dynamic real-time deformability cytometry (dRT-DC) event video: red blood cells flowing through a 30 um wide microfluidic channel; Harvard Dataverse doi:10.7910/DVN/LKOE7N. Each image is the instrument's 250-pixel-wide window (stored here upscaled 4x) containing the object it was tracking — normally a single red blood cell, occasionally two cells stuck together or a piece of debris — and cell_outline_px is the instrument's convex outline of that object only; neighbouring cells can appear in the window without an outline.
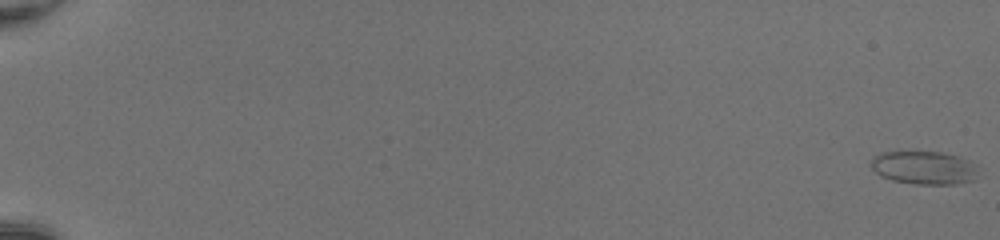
{"species": "common noctule bat (a hibernating species)", "species_latin": "Nyctalus noctula", "temperature_condition": "room temperature", "stored_images_in_passage": 23, "camera_frame_rate_fps": 3000, "um_per_image_px": 0.085, "animal": {"sex": "female", "body_mass_g": 20.0, "forearm_length_mm": 54.0}, "frame": {"image": 1, "passage_image": 1, "time_ms": 0.0, "image_size_px": [1000, 240], "cell_outline_px": [[976, 180], [956, 184], [916, 184], [892, 180], [880, 176], [872, 168], [872, 156], [880, 152], [944, 152], [960, 156], [976, 164]], "centroid_in_image_um": [78.56, 14.25], "position_along_channel_um": 6.4, "area_um2": 20.92}}
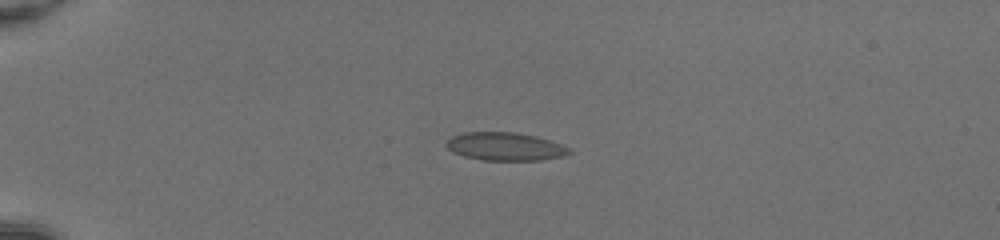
{"frame": {"image": 2, "passage_image": 16, "time_ms": 5.0, "image_size_px": [1000, 240], "cell_outline_px": [[572, 152], [564, 156], [540, 160], [484, 160], [464, 156], [452, 152], [444, 144], [452, 136], [464, 132], [512, 132], [536, 136], [572, 148]], "centroid_in_image_um": [42.94, 12.45], "position_along_channel_um": 42.1, "area_um2": 20.11}}
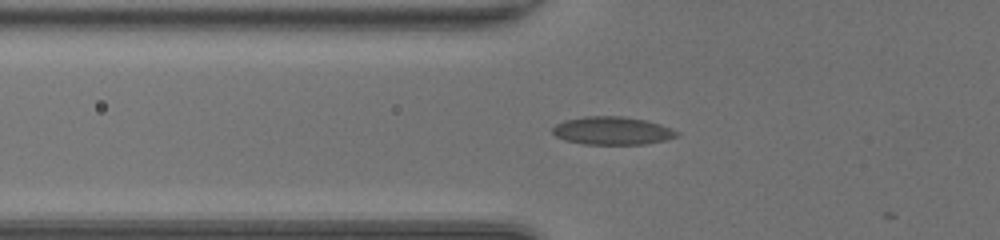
{"frame": {"image": 3, "passage_image": 22, "time_ms": 7.0, "image_size_px": [1000, 240], "cell_outline_px": [[680, 132], [676, 136], [668, 140], [644, 144], [584, 144], [564, 140], [556, 136], [552, 132], [552, 128], [556, 124], [564, 120], [584, 116], [624, 116], [648, 120], [672, 128]], "centroid_in_image_um": [52.06, 11.1], "position_along_channel_um": 73.7, "area_um2": 20.52}}